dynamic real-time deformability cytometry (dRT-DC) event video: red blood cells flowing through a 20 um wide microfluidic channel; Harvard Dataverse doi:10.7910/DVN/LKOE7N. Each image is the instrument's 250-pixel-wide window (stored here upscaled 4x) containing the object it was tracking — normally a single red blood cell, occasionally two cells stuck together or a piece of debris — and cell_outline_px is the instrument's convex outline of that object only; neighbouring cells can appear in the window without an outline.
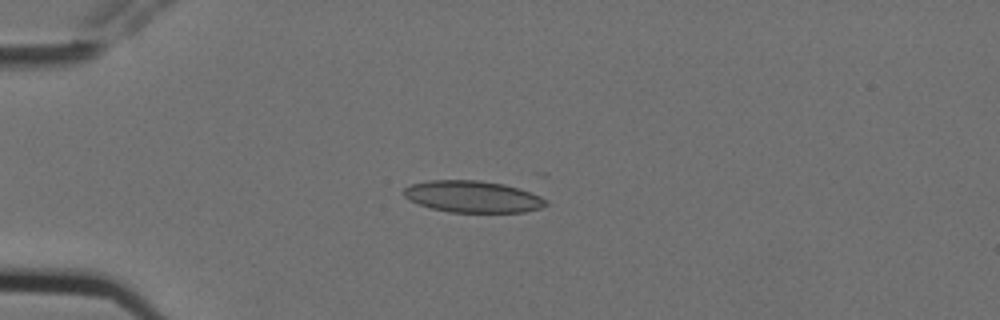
{"species": "Egyptian fruit bat (a non-hibernating species)", "species_latin": "Rousettus aegyptiacus", "temperature_condition": "cold", "stored_images_in_passage": 4, "camera_frame_rate_fps": 3000, "um_per_image_px": 0.085, "animal": {"sex": "female"}, "frame": {"image": 1, "passage_image": 4, "time_ms": 1.0, "image_size_px": [1000, 320], "cell_outline_px": [[548, 204], [540, 208], [524, 212], [448, 212], [432, 208], [408, 200], [404, 196], [404, 188], [412, 184], [428, 180], [480, 180], [504, 184], [520, 188], [540, 196], [548, 200]], "centroid_in_image_um": [40.2, 16.71], "position_along_channel_um": 44.8, "area_um2": 26.3}}